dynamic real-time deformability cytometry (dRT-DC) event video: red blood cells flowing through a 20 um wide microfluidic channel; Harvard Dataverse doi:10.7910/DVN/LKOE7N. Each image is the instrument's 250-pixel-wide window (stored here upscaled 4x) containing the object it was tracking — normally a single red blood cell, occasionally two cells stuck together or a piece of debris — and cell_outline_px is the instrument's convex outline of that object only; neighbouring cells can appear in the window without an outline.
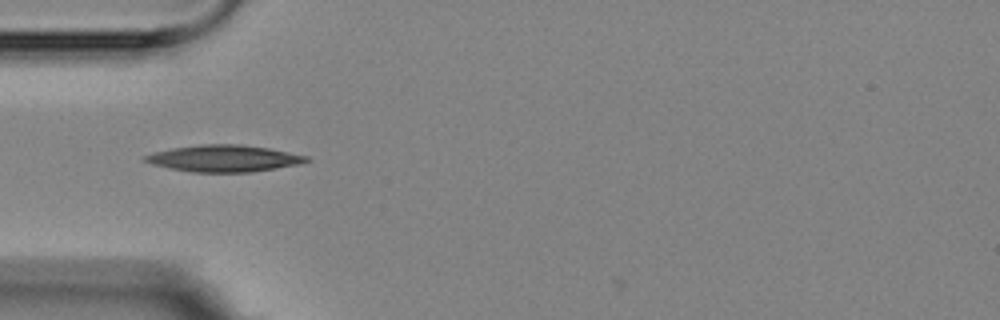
{"species": "Egyptian fruit bat (a non-hibernating species)", "species_latin": "Rousettus aegyptiacus", "temperature_condition": "room temperature", "stored_images_in_passage": 11, "camera_frame_rate_fps": 3000, "um_per_image_px": 0.085, "animal": {"sex": "female"}, "frame": {"image": 1, "passage_image": 1, "time_ms": 0.0, "image_size_px": [1000, 320], "cell_outline_px": [[312, 160], [300, 164], [252, 172], [192, 172], [168, 168], [152, 164], [140, 160], [144, 156], [152, 152], [172, 148], [200, 144], [240, 144], [268, 148], [308, 156]], "centroid_in_image_um": [19.0, 13.46], "position_along_channel_um": 66.0, "area_um2": 25.26}}
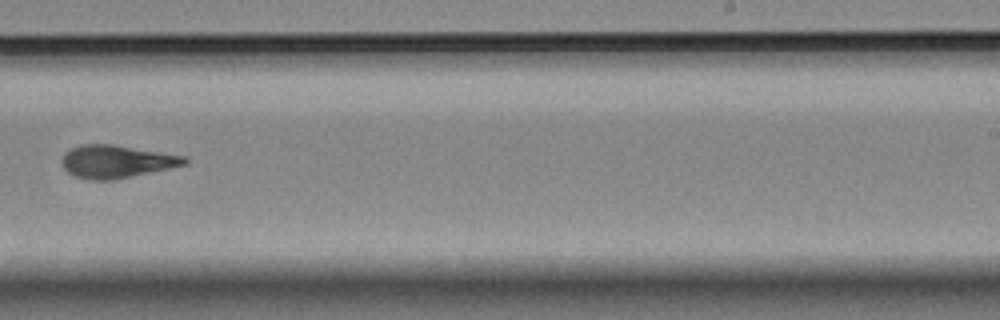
{"frame": {"image": 2, "passage_image": 6, "time_ms": 6.0, "image_size_px": [1000, 320], "cell_outline_px": [[188, 164], [116, 180], [88, 180], [76, 176], [68, 172], [64, 168], [60, 160], [64, 152], [80, 144], [112, 144], [188, 156]], "centroid_in_image_um": [9.91, 13.73], "position_along_channel_um": 279.1, "area_um2": 23.76}}
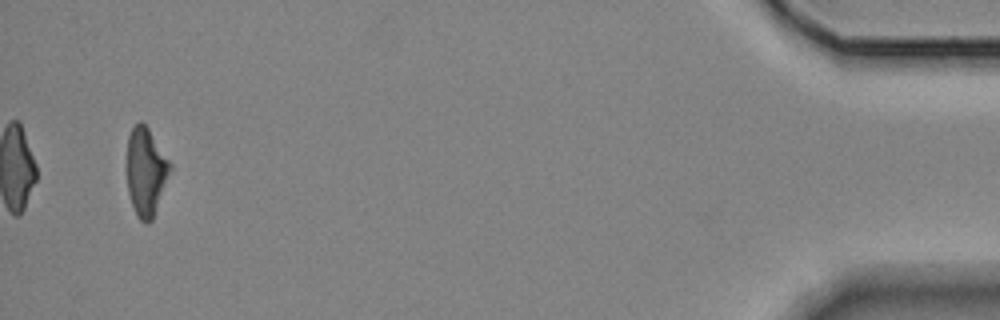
{"frame": {"image": 3, "passage_image": 11, "time_ms": 12.333, "image_size_px": [1000, 320], "cell_outline_px": [[172, 168], [152, 220], [148, 224], [144, 224], [136, 216], [128, 192], [128, 136], [132, 128], [140, 120], [148, 128], [172, 164]], "centroid_in_image_um": [12.42, 14.62], "position_along_channel_um": 422.8, "area_um2": 21.96}, "authors_computed_cell_mechanics": {"area_um2": 23.12, "velocity_mm_per_s": 3.5477, "shape_relaxation_time_tau1_ms": null, "shape_relaxation_time_tau2_ms": 3.0658, "deformation_change_tau1": null, "deformation_change_tau2": 0.0849}}